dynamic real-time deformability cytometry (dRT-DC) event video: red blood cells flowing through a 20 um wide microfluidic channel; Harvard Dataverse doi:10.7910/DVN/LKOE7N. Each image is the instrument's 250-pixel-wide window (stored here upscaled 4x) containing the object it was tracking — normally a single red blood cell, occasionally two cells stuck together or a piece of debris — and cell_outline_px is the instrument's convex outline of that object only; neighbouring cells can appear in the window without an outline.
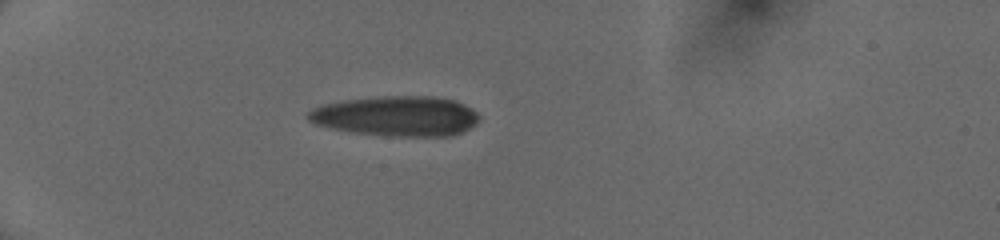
{"species": "human", "species_latin": "Homo sapiens", "temperature_condition": "cold", "stored_images_in_passage": 37, "camera_frame_rate_fps": 3000, "um_per_image_px": 0.085, "donor": {"sex": "female"}, "frame": {"image": 1, "passage_image": 1, "time_ms": 0.0, "image_size_px": [1000, 240], "cell_outline_px": [[480, 120], [476, 124], [452, 136], [388, 136], [352, 132], [332, 128], [316, 124], [308, 120], [308, 112], [312, 108], [320, 104], [340, 100], [376, 96], [428, 96], [456, 100], [472, 108], [480, 116]], "centroid_in_image_um": [33.69, 9.85], "position_along_channel_um": 51.3, "area_um2": 40.29}}
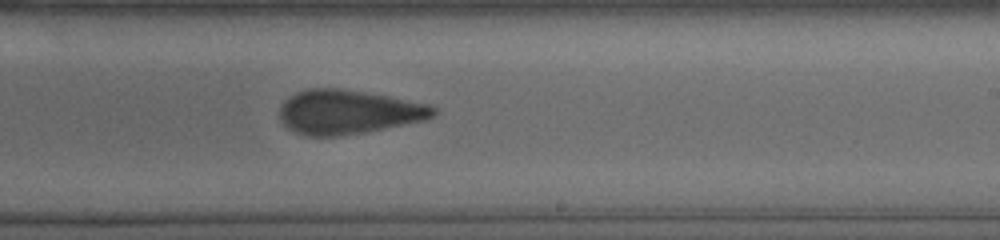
{"frame": {"image": 2, "passage_image": 19, "time_ms": 6.0, "image_size_px": [1000, 240], "cell_outline_px": [[436, 112], [432, 116], [424, 120], [368, 132], [340, 136], [308, 136], [296, 132], [288, 128], [280, 120], [280, 108], [284, 100], [296, 92], [308, 88], [340, 88], [388, 96], [428, 104], [436, 108]], "centroid_in_image_um": [29.57, 9.52], "position_along_channel_um": 259.4, "area_um2": 39.54}}
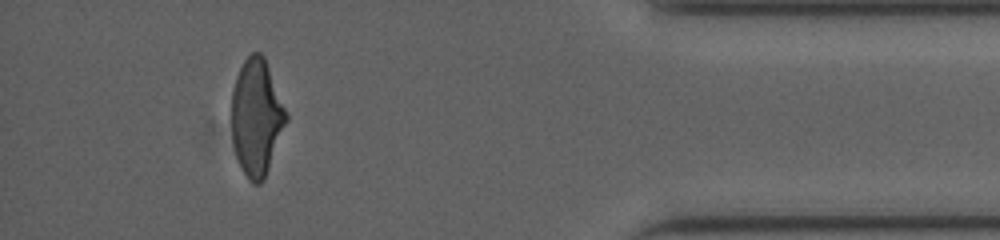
{"frame": {"image": 3, "passage_image": 33, "time_ms": 10.667, "image_size_px": [1000, 240], "cell_outline_px": [[288, 120], [264, 180], [260, 184], [252, 184], [248, 180], [236, 156], [232, 140], [232, 92], [236, 76], [244, 60], [252, 52], [260, 52], [264, 56], [288, 112]], "centroid_in_image_um": [21.82, 9.97], "position_along_channel_um": 413.4, "area_um2": 37.28}, "authors_computed_cell_mechanics": {"area_um2": 40.2866, "velocity_mm_per_s": 4.0736, "shape_relaxation_time_tau1_ms": 4.9857, "shape_relaxation_time_tau2_ms": 1.5782, "deformation_change_tau1": 0.1962, "deformation_change_tau2": 0.101}}